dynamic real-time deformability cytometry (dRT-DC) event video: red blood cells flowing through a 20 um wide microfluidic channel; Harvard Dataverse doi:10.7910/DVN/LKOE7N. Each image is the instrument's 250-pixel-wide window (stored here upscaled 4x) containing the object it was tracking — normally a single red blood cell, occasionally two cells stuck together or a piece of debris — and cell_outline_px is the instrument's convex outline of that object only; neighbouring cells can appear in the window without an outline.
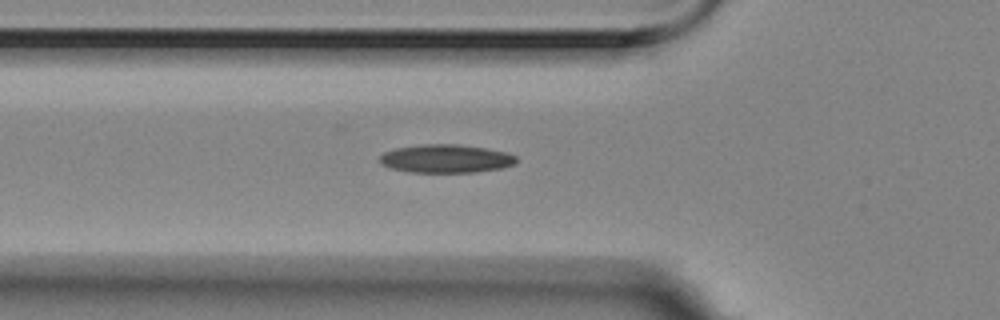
{"species": "Egyptian fruit bat (a non-hibernating species)", "species_latin": "Rousettus aegyptiacus", "temperature_condition": "room temperature", "stored_images_in_passage": 34, "camera_frame_rate_fps": 3000, "um_per_image_px": 0.085, "animal": {"sex": "female"}, "frame": {"image": 1, "passage_image": 2, "time_ms": 0.333, "image_size_px": [1000, 320], "cell_outline_px": [[516, 164], [500, 168], [476, 172], [408, 172], [392, 168], [380, 164], [380, 156], [384, 152], [396, 148], [424, 144], [456, 144], [484, 148], [504, 152], [516, 156]], "centroid_in_image_um": [37.88, 13.49], "position_along_channel_um": 87.9, "area_um2": 22.37}}
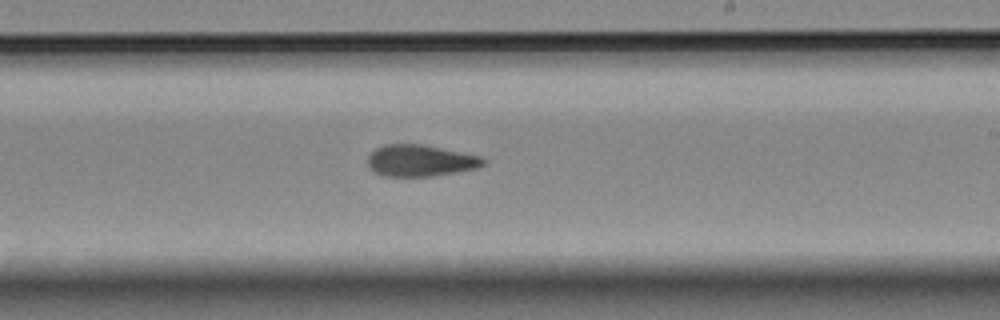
{"frame": {"image": 2, "passage_image": 16, "time_ms": 5.0, "image_size_px": [1000, 320], "cell_outline_px": [[484, 164], [476, 168], [432, 176], [384, 176], [376, 172], [368, 164], [368, 156], [376, 148], [384, 144], [420, 144], [480, 156], [484, 160]], "centroid_in_image_um": [35.7, 13.65], "position_along_channel_um": 253.3, "area_um2": 20.81}}
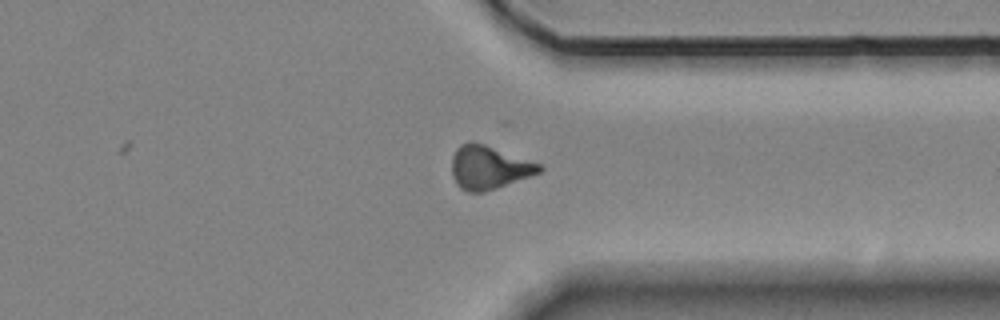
{"frame": {"image": 3, "passage_image": 26, "time_ms": 8.333, "image_size_px": [1000, 320], "cell_outline_px": [[544, 168], [540, 172], [496, 188], [484, 192], [468, 192], [460, 188], [456, 184], [452, 176], [452, 156], [456, 148], [460, 144], [468, 140], [472, 140], [484, 144], [540, 164]], "centroid_in_image_um": [41.5, 14.22], "position_along_channel_um": 369.9, "area_um2": 22.08}}